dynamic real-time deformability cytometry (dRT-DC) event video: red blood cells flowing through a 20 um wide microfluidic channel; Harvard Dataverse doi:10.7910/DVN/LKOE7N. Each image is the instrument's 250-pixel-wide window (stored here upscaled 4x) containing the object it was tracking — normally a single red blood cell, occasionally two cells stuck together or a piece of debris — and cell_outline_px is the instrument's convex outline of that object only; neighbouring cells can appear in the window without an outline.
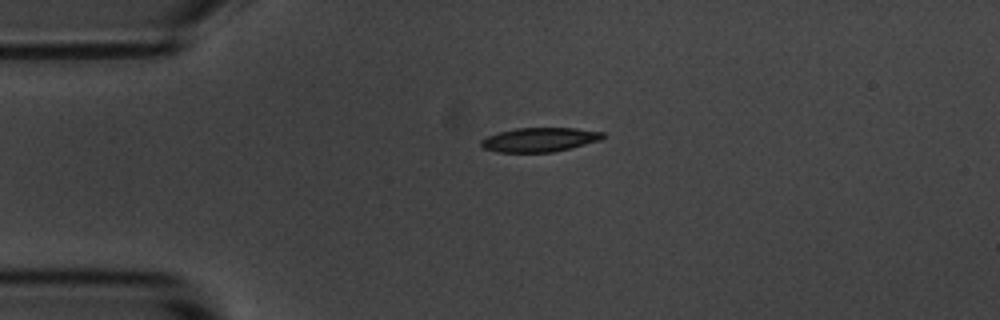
{"species": "common noctule bat (a hibernating species)", "species_latin": "Nyctalus noctula", "temperature_condition": "room temperature", "stored_images_in_passage": 36, "camera_frame_rate_fps": 3000, "um_per_image_px": 0.085, "animal": {"sex": "male", "body_mass_g": 20.1, "forearm_length_mm": 53.5}, "frame": {"image": 1, "passage_image": 1, "time_ms": 0.0, "image_size_px": [1000, 320], "cell_outline_px": [[604, 136], [600, 140], [572, 148], [552, 152], [496, 152], [484, 148], [480, 144], [480, 140], [488, 136], [500, 132], [516, 128], [576, 128], [604, 132]], "centroid_in_image_um": [45.87, 11.87], "position_along_channel_um": 39.1, "area_um2": 17.11}}
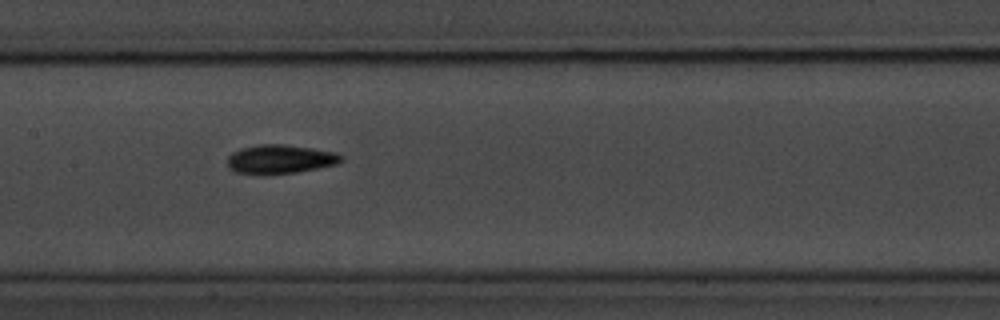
{"frame": {"image": 2, "passage_image": 15, "time_ms": 4.667, "image_size_px": [1000, 320], "cell_outline_px": [[344, 160], [336, 164], [296, 172], [236, 172], [228, 168], [228, 156], [232, 152], [240, 148], [260, 144], [284, 144], [312, 148], [336, 152], [344, 156]], "centroid_in_image_um": [23.85, 13.48], "position_along_channel_um": 183.6, "area_um2": 18.67}}
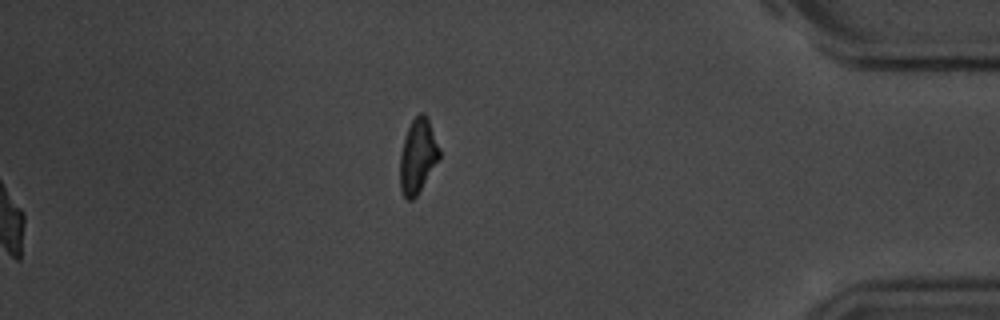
{"frame": {"image": 3, "passage_image": 36, "time_ms": 11.667, "image_size_px": [1000, 320], "cell_outline_px": [[440, 160], [416, 196], [412, 200], [408, 200], [404, 196], [400, 188], [400, 156], [404, 140], [408, 128], [412, 120], [420, 112], [424, 112], [428, 116], [440, 148]], "centroid_in_image_um": [35.54, 13.25], "position_along_channel_um": 399.7, "area_um2": 17.22}, "authors_computed_cell_mechanics": {"area_um2": 17.9469, "velocity_mm_per_s": 3.6386, "shape_relaxation_time_tau1_ms": 2.949, "shape_relaxation_time_tau2_ms": null, "deformation_change_tau1": 0.122, "deformation_change_tau2": null}}